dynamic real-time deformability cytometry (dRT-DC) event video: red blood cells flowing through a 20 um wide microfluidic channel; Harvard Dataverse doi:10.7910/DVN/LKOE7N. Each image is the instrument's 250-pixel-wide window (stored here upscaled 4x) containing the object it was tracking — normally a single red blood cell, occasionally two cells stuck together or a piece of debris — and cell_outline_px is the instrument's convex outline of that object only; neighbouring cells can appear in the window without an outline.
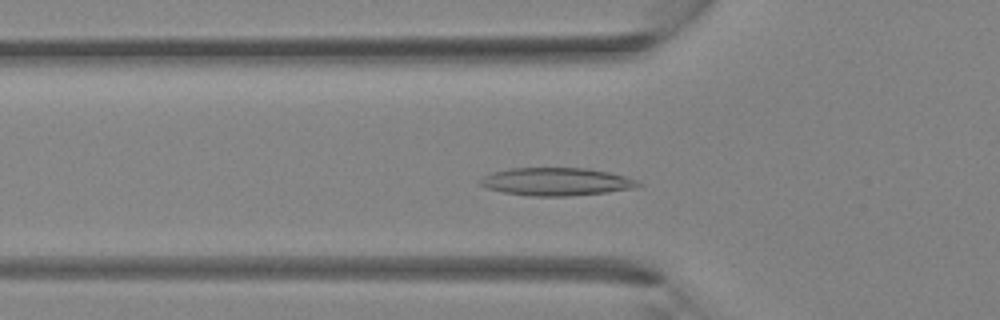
{"species": "Egyptian fruit bat (a non-hibernating species)", "species_latin": "Rousettus aegyptiacus", "temperature_condition": "room temperature", "stored_images_in_passage": 35, "camera_frame_rate_fps": 3000, "um_per_image_px": 0.085, "animal": {"sex": "female"}, "frame": {"image": 1, "passage_image": 10, "time_ms": 3.0, "image_size_px": [1000, 320], "cell_outline_px": [[644, 184], [636, 188], [608, 192], [568, 196], [532, 196], [504, 192], [488, 188], [480, 184], [480, 180], [484, 176], [492, 172], [508, 168], [588, 168], [608, 172], [624, 176], [636, 180]], "centroid_in_image_um": [47.32, 15.44], "position_along_channel_um": 78.5, "area_um2": 25.61}}
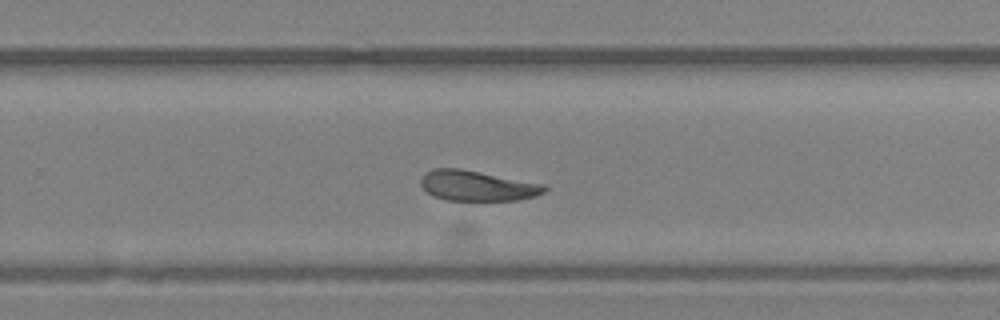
{"frame": {"image": 2, "passage_image": 22, "time_ms": 7.0, "image_size_px": [1000, 320], "cell_outline_px": [[548, 188], [544, 192], [536, 196], [516, 200], [444, 200], [428, 192], [420, 184], [420, 180], [424, 172], [436, 168], [460, 168], [544, 184]], "centroid_in_image_um": [40.56, 15.78], "position_along_channel_um": 289.2, "area_um2": 21.73}}
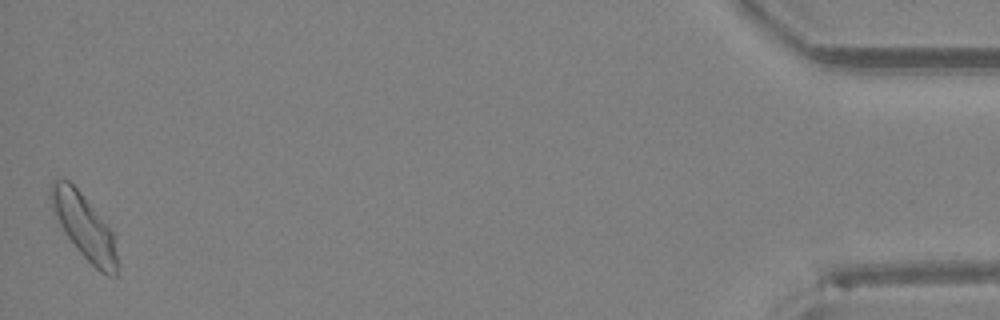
{"frame": {"image": 3, "passage_image": 35, "time_ms": 11.333, "image_size_px": [1000, 320], "cell_outline_px": [[120, 264], [116, 276], [108, 276], [100, 272], [76, 248], [64, 232], [52, 208], [48, 196], [48, 192], [52, 180], [68, 180], [80, 192], [112, 228]], "centroid_in_image_um": [7.2, 19.28], "position_along_channel_um": 428.0, "area_um2": 25.32}}